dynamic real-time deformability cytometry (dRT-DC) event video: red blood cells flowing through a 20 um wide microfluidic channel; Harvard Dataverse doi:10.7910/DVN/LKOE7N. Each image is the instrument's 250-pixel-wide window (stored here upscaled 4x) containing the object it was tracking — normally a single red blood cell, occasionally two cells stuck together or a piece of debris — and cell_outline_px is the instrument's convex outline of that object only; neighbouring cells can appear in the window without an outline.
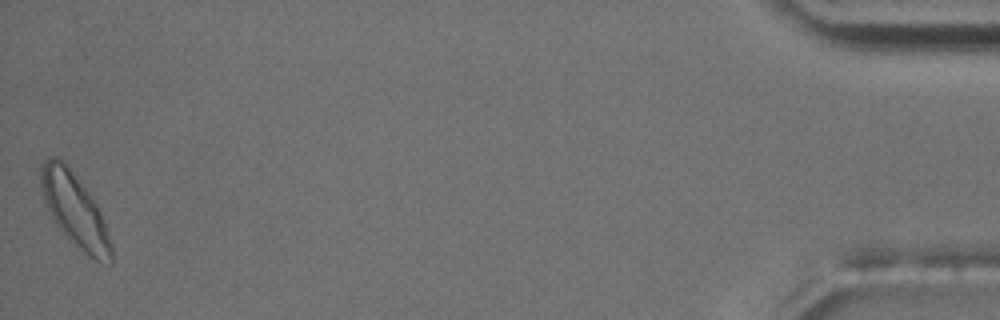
{"species": "common noctule bat (a hibernating species)", "species_latin": "Nyctalus noctula", "temperature_condition": "room temperature", "stored_images_in_passage": 52, "camera_frame_rate_fps": 3000, "um_per_image_px": 0.085, "animal": {"sex": "male", "body_mass_g": 17.5, "forearm_length_mm": 52.3}, "frame": {"image": 1, "passage_image": 52, "time_ms": 17.0, "image_size_px": [1000, 320], "cell_outline_px": [[112, 264], [96, 260], [88, 256], [76, 248], [68, 240], [56, 224], [44, 200], [40, 184], [40, 168], [44, 160], [48, 156], [56, 156], [68, 168], [88, 192], [96, 204], [104, 220], [112, 244]], "centroid_in_image_um": [6.35, 17.9], "position_along_channel_um": 428.8, "area_um2": 29.71}, "authors_computed_cell_mechanics": {"area_um2": 22.6576, "velocity_mm_per_s": 3.6323, "shape_relaxation_time_tau1_ms": 7.1303, "shape_relaxation_time_tau2_ms": 3.8231, "deformation_change_tau1": 0.1774, "deformation_change_tau2": 0.1002}}